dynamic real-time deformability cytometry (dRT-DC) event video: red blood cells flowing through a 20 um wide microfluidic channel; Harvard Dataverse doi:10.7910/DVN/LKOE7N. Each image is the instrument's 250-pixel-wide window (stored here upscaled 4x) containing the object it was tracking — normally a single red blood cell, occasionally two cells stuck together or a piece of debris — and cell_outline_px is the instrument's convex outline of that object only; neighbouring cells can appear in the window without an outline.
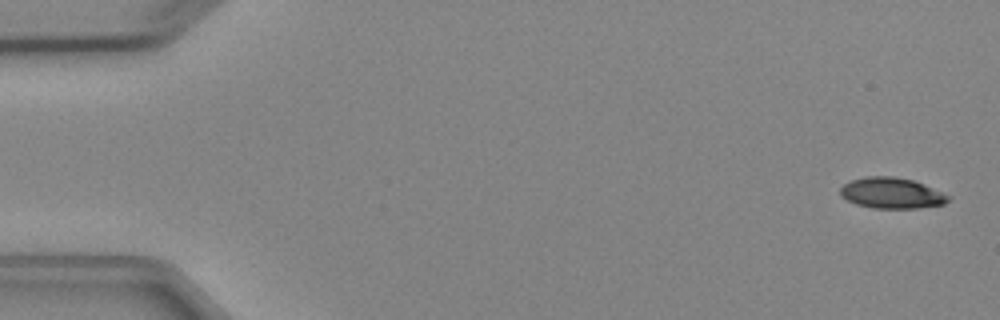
{"species": "Egyptian fruit bat (a non-hibernating species)", "species_latin": "Rousettus aegyptiacus", "temperature_condition": "cold", "stored_images_in_passage": 5, "camera_frame_rate_fps": 3000, "um_per_image_px": 0.085, "animal": {"sex": "female"}, "frame": {"image": 1, "passage_image": 1, "time_ms": 0.0, "image_size_px": [1000, 320], "cell_outline_px": [[952, 196], [944, 204], [920, 208], [872, 208], [856, 204], [840, 196], [840, 188], [844, 184], [852, 180], [868, 176], [892, 176], [912, 180]], "centroid_in_image_um": [75.78, 16.42], "position_along_channel_um": 9.2, "area_um2": 19.31}}
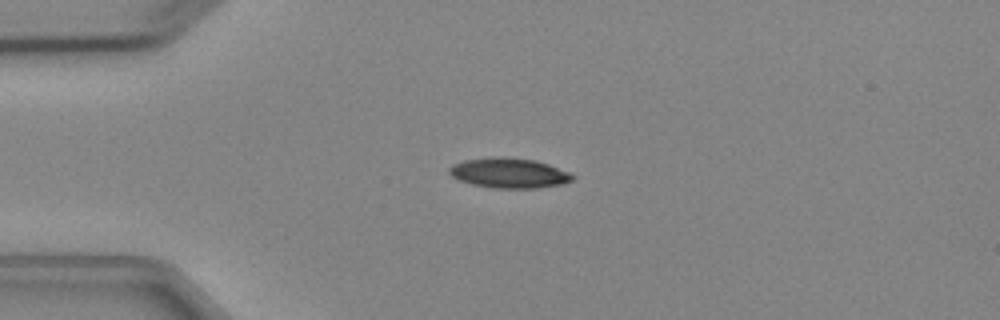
{"frame": {"image": 2, "passage_image": 4, "time_ms": 3.667, "image_size_px": [1000, 320], "cell_outline_px": [[576, 176], [572, 180], [564, 184], [536, 188], [492, 188], [472, 184], [460, 180], [452, 176], [448, 172], [448, 168], [452, 164], [464, 160], [496, 156], [500, 156], [536, 160], [548, 164], [568, 172]], "centroid_in_image_um": [43.26, 14.7], "position_along_channel_um": 41.7, "area_um2": 21.68}}